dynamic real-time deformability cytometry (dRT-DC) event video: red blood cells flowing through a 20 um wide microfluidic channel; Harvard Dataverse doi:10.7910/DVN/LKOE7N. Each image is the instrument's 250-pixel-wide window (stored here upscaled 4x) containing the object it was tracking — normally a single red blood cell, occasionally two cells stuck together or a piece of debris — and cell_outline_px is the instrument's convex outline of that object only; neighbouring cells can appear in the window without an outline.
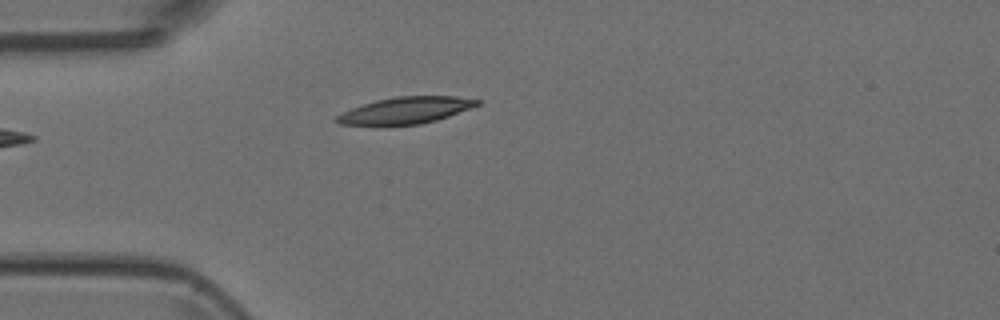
{"species": "Egyptian fruit bat (a non-hibernating species)", "species_latin": "Rousettus aegyptiacus", "temperature_condition": "room temperature", "stored_images_in_passage": 5, "camera_frame_rate_fps": 3000, "um_per_image_px": 0.085, "animal": {"sex": "female"}, "frame": {"image": 1, "passage_image": 5, "time_ms": 1.333, "image_size_px": [1000, 320], "cell_outline_px": [[480, 104], [472, 108], [436, 120], [420, 124], [340, 124], [332, 120], [336, 116], [352, 108], [376, 100], [396, 96], [456, 96], [480, 100]], "centroid_in_image_um": [34.52, 9.36], "position_along_channel_um": 50.5, "area_um2": 21.44}}